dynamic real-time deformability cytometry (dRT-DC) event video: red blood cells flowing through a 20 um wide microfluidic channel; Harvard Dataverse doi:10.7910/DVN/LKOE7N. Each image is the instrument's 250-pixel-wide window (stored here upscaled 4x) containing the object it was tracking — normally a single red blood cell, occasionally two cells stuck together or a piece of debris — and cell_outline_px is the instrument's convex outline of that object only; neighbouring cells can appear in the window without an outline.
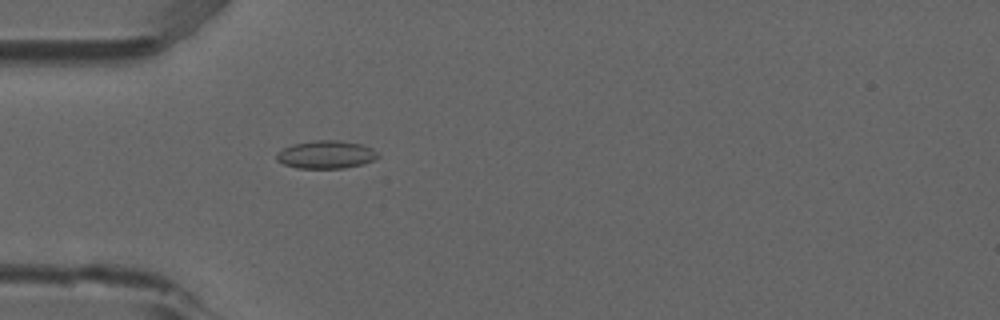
{"species": "common noctule bat (a hibernating species)", "species_latin": "Nyctalus noctula", "temperature_condition": "room temperature", "stored_images_in_passage": 5, "camera_frame_rate_fps": 3000, "um_per_image_px": 0.085, "animal": {"sex": "male", "forearm_length_mm": 52.5}, "frame": {"image": 1, "passage_image": 5, "time_ms": 1.333, "image_size_px": [1000, 320], "cell_outline_px": [[380, 156], [364, 164], [344, 168], [296, 168], [284, 164], [276, 160], [276, 152], [292, 144], [316, 140], [336, 140], [364, 144], [372, 148]], "centroid_in_image_um": [27.71, 13.14], "position_along_channel_um": 57.3, "area_um2": 16.59}}